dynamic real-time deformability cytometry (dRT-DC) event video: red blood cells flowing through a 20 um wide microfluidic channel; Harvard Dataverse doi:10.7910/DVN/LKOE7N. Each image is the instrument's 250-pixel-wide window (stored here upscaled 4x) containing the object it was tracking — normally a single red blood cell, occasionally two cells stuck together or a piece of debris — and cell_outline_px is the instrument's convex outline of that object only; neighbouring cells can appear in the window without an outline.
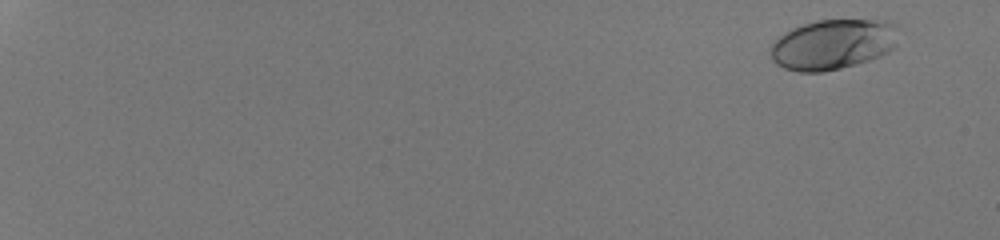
{"species": "human", "species_latin": "Homo sapiens", "temperature_condition": "room temperature", "stored_images_in_passage": 54, "camera_frame_rate_fps": 3000, "um_per_image_px": 0.085, "donor": {"sex": "male"}, "frame": {"image": 1, "passage_image": 4, "time_ms": 1.0, "image_size_px": [1000, 240], "cell_outline_px": [[896, 44], [888, 52], [880, 56], [856, 64], [824, 72], [800, 72], [784, 68], [776, 64], [772, 60], [768, 52], [772, 44], [780, 36], [792, 28], [816, 20], [888, 20], [896, 24]], "centroid_in_image_um": [70.78, 3.77], "position_along_channel_um": 14.2, "area_um2": 37.51}}
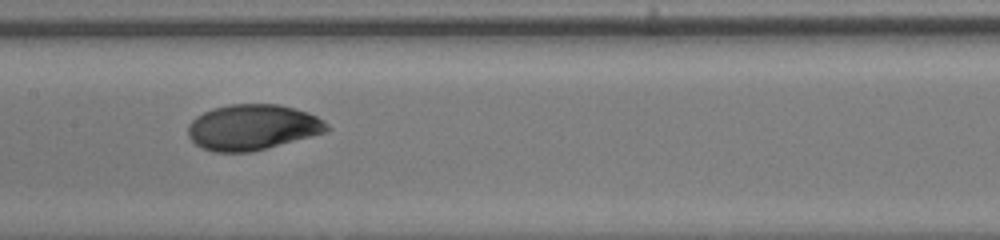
{"frame": {"image": 2, "passage_image": 33, "time_ms": 10.667, "image_size_px": [1000, 240], "cell_outline_px": [[332, 128], [328, 132], [252, 152], [212, 152], [200, 148], [188, 136], [188, 124], [196, 116], [212, 108], [228, 104], [280, 104], [308, 112], [324, 120]], "centroid_in_image_um": [21.48, 10.82], "position_along_channel_um": 185.9, "area_um2": 37.34}}
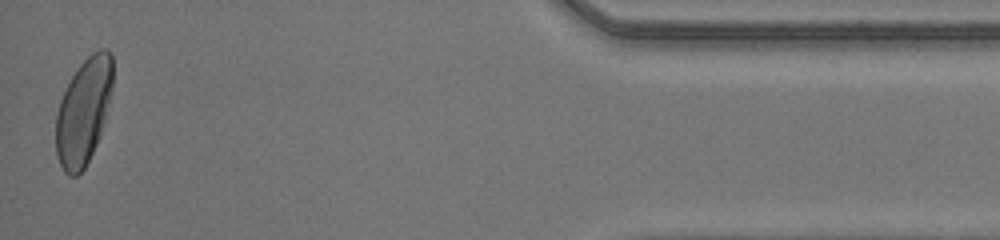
{"frame": {"image": 3, "passage_image": 54, "time_ms": 17.667, "image_size_px": [1000, 240], "cell_outline_px": [[112, 88], [100, 136], [84, 168], [76, 176], [68, 176], [64, 172], [56, 156], [56, 112], [60, 100], [72, 76], [80, 64], [92, 52], [100, 48], [104, 48], [112, 56]], "centroid_in_image_um": [7.08, 9.48], "position_along_channel_um": 428.1, "area_um2": 34.85}, "authors_computed_cell_mechanics": {"area_um2": 36.4718, "velocity_mm_per_s": 4.239, "shape_relaxation_time_tau1_ms": 3.3192, "shape_relaxation_time_tau2_ms": null, "deformation_change_tau1": 0.1704, "deformation_change_tau2": null}}